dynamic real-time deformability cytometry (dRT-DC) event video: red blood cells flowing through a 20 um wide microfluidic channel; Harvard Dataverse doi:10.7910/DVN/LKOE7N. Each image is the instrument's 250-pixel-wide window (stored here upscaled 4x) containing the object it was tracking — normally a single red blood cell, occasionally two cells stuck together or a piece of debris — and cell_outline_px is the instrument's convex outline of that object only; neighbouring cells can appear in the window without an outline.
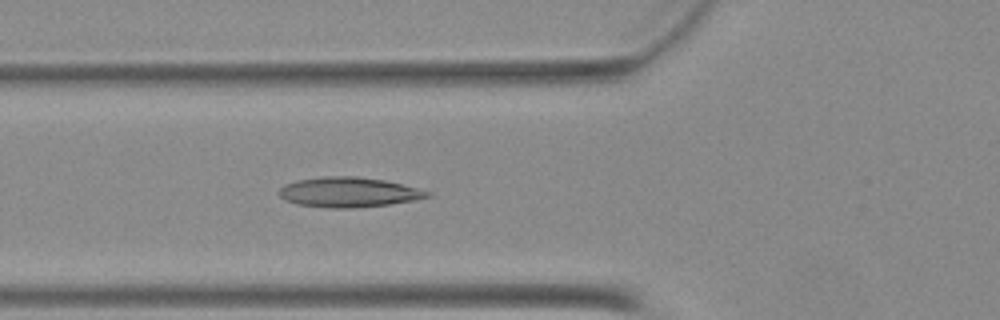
{"species": "Egyptian fruit bat (a non-hibernating species)", "species_latin": "Rousettus aegyptiacus", "temperature_condition": "warm", "stored_images_in_passage": 47, "camera_frame_rate_fps": 3000, "um_per_image_px": 0.085, "animal": {"sex": "female"}, "frame": {"image": 1, "passage_image": 16, "time_ms": 5.0, "image_size_px": [1000, 320], "cell_outline_px": [[432, 196], [416, 200], [388, 204], [352, 208], [328, 208], [296, 204], [284, 200], [276, 192], [284, 184], [296, 180], [324, 176], [356, 176], [384, 180], [432, 192]], "centroid_in_image_um": [29.59, 16.34], "position_along_channel_um": 96.2, "area_um2": 26.01}}
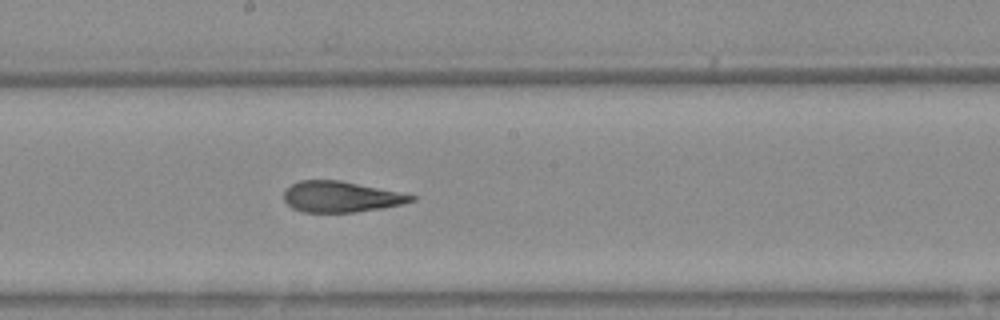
{"frame": {"image": 2, "passage_image": 25, "time_ms": 8.0, "image_size_px": [1000, 320], "cell_outline_px": [[416, 200], [400, 204], [380, 208], [356, 212], [304, 212], [292, 208], [284, 200], [284, 192], [292, 184], [300, 180], [340, 180], [416, 196]], "centroid_in_image_um": [28.94, 16.72], "position_along_channel_um": 219.3, "area_um2": 22.54}}
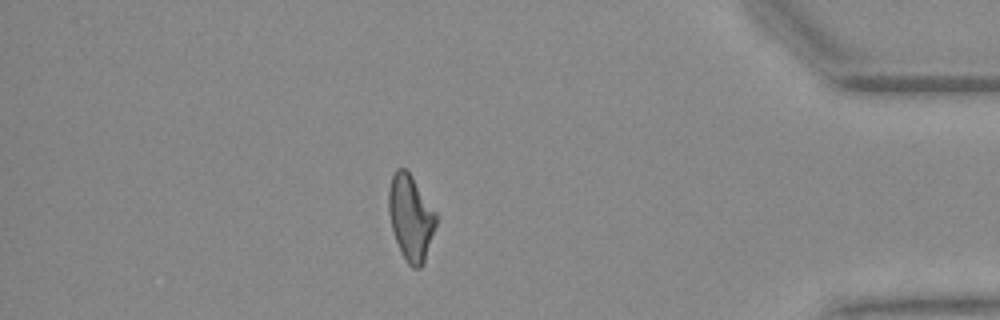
{"frame": {"image": 3, "passage_image": 41, "time_ms": 13.333, "image_size_px": [1000, 320], "cell_outline_px": [[436, 224], [424, 264], [420, 268], [412, 268], [408, 264], [396, 240], [392, 228], [388, 212], [388, 192], [392, 176], [396, 168], [404, 168], [412, 176], [436, 212]], "centroid_in_image_um": [34.91, 18.49], "position_along_channel_um": 400.3, "area_um2": 23.41}}